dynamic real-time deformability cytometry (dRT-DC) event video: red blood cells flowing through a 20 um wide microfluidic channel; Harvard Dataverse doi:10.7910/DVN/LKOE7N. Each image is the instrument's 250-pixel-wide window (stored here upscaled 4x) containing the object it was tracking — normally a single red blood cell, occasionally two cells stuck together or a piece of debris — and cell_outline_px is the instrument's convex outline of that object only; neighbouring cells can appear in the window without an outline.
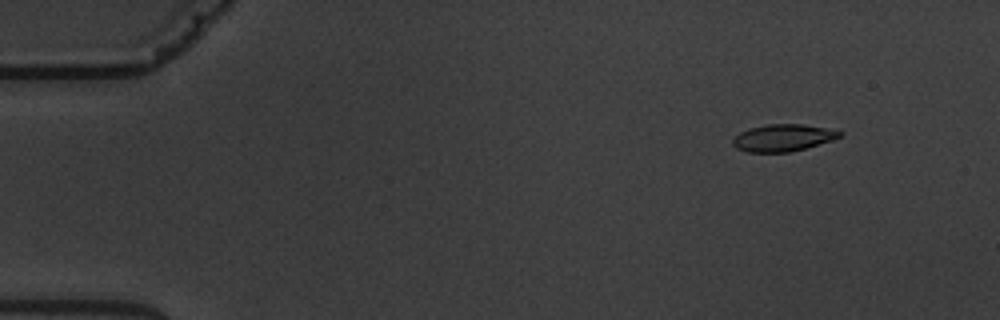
{"species": "common noctule bat (a hibernating species)", "species_latin": "Nyctalus noctula", "temperature_condition": "warm", "stored_images_in_passage": 5, "camera_frame_rate_fps": 3000, "um_per_image_px": 0.085, "animal": {"sex": "male", "body_mass_g": 19.5, "forearm_length_mm": 54.6}, "frame": {"image": 1, "passage_image": 2, "time_ms": 1.0, "image_size_px": [1000, 320], "cell_outline_px": [[844, 132], [840, 136], [832, 140], [804, 148], [788, 152], [748, 152], [736, 148], [732, 144], [732, 140], [740, 132], [748, 128], [768, 124], [804, 124]], "centroid_in_image_um": [66.51, 11.7], "position_along_channel_um": 18.5, "area_um2": 16.65}}
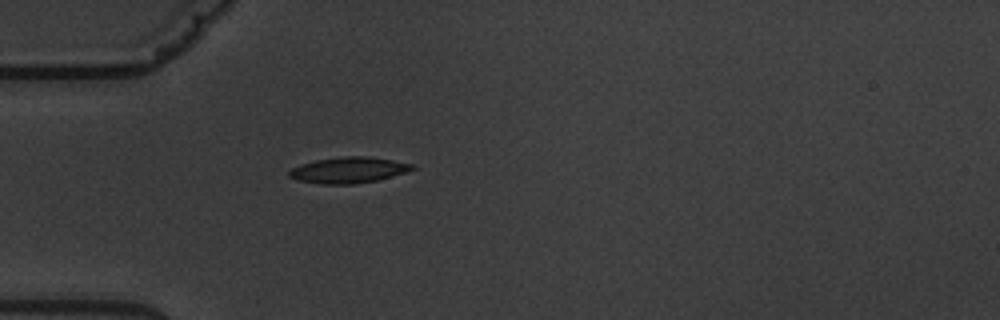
{"frame": {"image": 2, "passage_image": 5, "time_ms": 4.667, "image_size_px": [1000, 320], "cell_outline_px": [[416, 168], [408, 172], [376, 180], [352, 184], [324, 184], [296, 180], [288, 176], [288, 172], [292, 168], [300, 164], [316, 160], [340, 156], [368, 156], [416, 164]], "centroid_in_image_um": [29.64, 14.44], "position_along_channel_um": 55.4, "area_um2": 18.73}}